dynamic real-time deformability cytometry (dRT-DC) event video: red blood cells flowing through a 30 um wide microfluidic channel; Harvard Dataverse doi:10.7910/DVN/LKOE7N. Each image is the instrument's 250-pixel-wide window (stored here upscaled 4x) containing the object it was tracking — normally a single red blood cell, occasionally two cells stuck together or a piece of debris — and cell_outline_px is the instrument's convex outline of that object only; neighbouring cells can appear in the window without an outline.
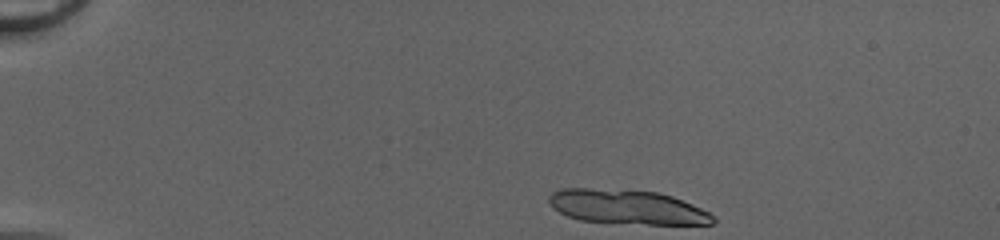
{"species": "common noctule bat (a hibernating species)", "species_latin": "Nyctalus noctula", "temperature_condition": "cold", "stored_images_in_passage": 22, "camera_frame_rate_fps": 3000, "um_per_image_px": 0.085, "animal": {"sex": "female", "body_mass_g": 20.0, "forearm_length_mm": 54.0}, "frame": {"image": 1, "passage_image": 1, "time_ms": 0.0, "image_size_px": [1000, 240], "cell_outline_px": [[716, 220], [712, 224], [648, 224], [580, 220], [568, 216], [560, 212], [548, 200], [548, 196], [552, 192], [560, 188], [588, 188], [656, 192], [672, 196], [692, 204], [716, 216]], "centroid_in_image_um": [53.32, 17.59], "position_along_channel_um": 31.7, "area_um2": 32.48}}
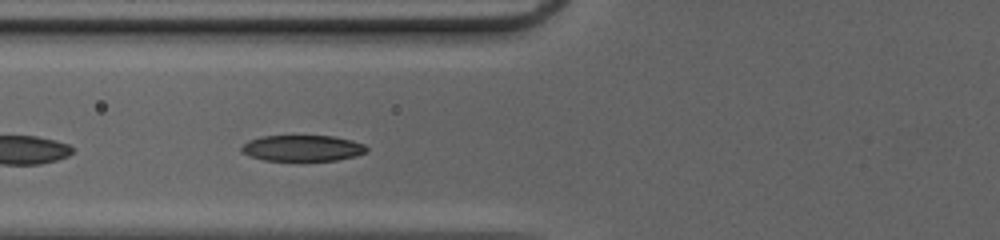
{"frame": {"image": 2, "passage_image": 13, "time_ms": 4.0, "image_size_px": [1000, 240], "cell_outline_px": [[368, 152], [356, 156], [336, 160], [264, 160], [248, 156], [240, 152], [240, 148], [248, 140], [260, 136], [332, 136], [352, 140], [364, 144], [368, 148]], "centroid_in_image_um": [25.7, 12.59], "position_along_channel_um": 100.1, "area_um2": 19.07}}
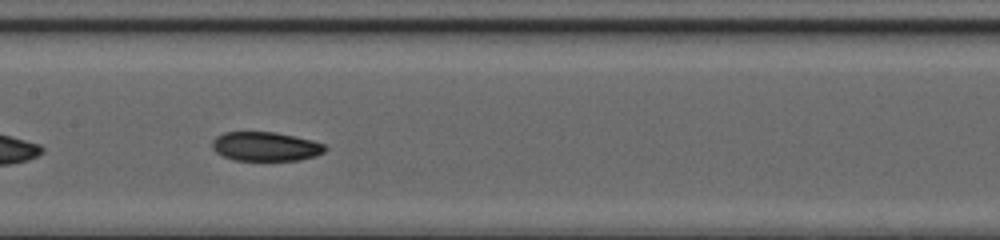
{"frame": {"image": 3, "passage_image": 19, "time_ms": 6.0, "image_size_px": [1000, 240], "cell_outline_px": [[328, 148], [324, 152], [316, 156], [300, 160], [236, 160], [224, 156], [216, 152], [212, 148], [212, 140], [216, 136], [224, 132], [276, 132], [296, 136], [312, 140], [324, 144]], "centroid_in_image_um": [22.59, 12.44], "position_along_channel_um": 184.8, "area_um2": 19.25}}